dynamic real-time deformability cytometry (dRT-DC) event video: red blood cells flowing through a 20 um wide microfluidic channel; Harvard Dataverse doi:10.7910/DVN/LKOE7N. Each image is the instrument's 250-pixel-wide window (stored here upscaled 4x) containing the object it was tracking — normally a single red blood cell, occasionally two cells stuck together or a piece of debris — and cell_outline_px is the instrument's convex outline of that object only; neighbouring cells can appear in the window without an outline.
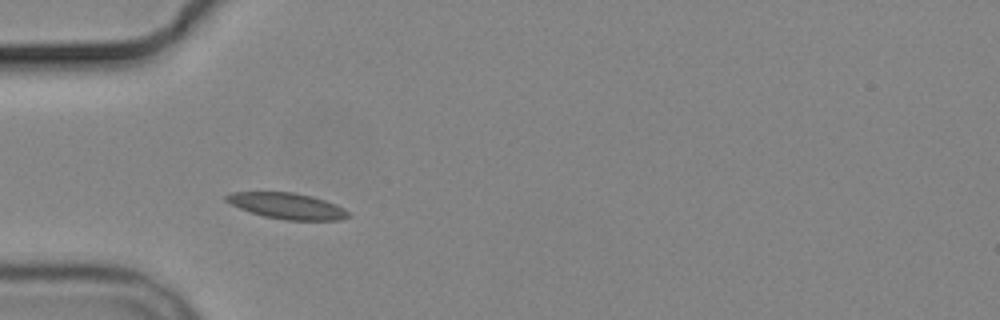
{"species": "common noctule bat (a hibernating species)", "species_latin": "Nyctalus noctula", "temperature_condition": "cold", "stored_images_in_passage": 4, "camera_frame_rate_fps": 3000, "um_per_image_px": 0.085, "animal": {"sex": "male", "body_mass_g": 19.2, "forearm_length_mm": 51.8}, "frame": {"image": 1, "passage_image": 3, "time_ms": 2.333, "image_size_px": [1000, 320], "cell_outline_px": [[352, 216], [340, 220], [284, 220], [264, 216], [240, 208], [224, 200], [224, 196], [232, 192], [292, 192], [312, 196], [324, 200], [344, 208]], "centroid_in_image_um": [24.42, 17.5], "position_along_channel_um": 60.6, "area_um2": 18.38}}
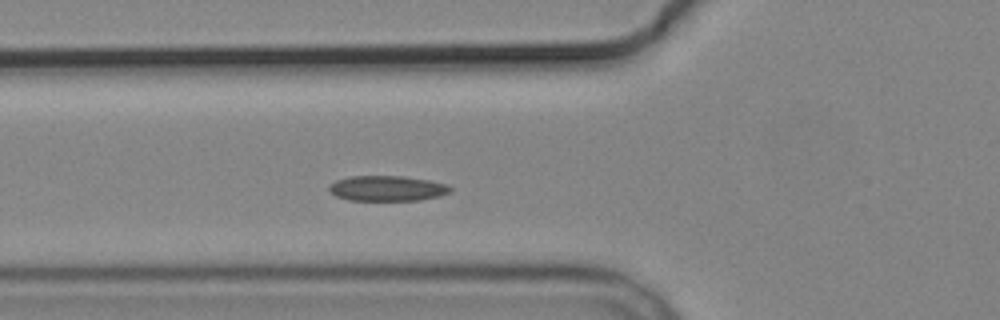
{"frame": {"image": 2, "passage_image": 4, "time_ms": 3.333, "image_size_px": [1000, 320], "cell_outline_px": [[452, 192], [440, 196], [420, 200], [348, 200], [336, 196], [328, 192], [328, 184], [336, 180], [348, 176], [404, 176], [428, 180], [448, 184], [452, 188]], "centroid_in_image_um": [32.89, 16.01], "position_along_channel_um": 92.9, "area_um2": 18.15}}